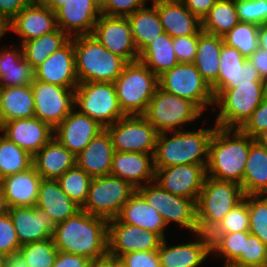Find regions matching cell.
Returning <instances> with one entry per match:
<instances>
[{
	"label": "cell",
	"instance_id": "1",
	"mask_svg": "<svg viewBox=\"0 0 267 267\" xmlns=\"http://www.w3.org/2000/svg\"><path fill=\"white\" fill-rule=\"evenodd\" d=\"M108 221L83 210L55 225L52 239L58 251L89 259L108 253Z\"/></svg>",
	"mask_w": 267,
	"mask_h": 267
},
{
	"label": "cell",
	"instance_id": "2",
	"mask_svg": "<svg viewBox=\"0 0 267 267\" xmlns=\"http://www.w3.org/2000/svg\"><path fill=\"white\" fill-rule=\"evenodd\" d=\"M254 141L240 129L216 127L209 142L206 176L241 185L250 145Z\"/></svg>",
	"mask_w": 267,
	"mask_h": 267
},
{
	"label": "cell",
	"instance_id": "3",
	"mask_svg": "<svg viewBox=\"0 0 267 267\" xmlns=\"http://www.w3.org/2000/svg\"><path fill=\"white\" fill-rule=\"evenodd\" d=\"M217 126L195 131L158 133L154 153L155 170L185 164H208L209 142Z\"/></svg>",
	"mask_w": 267,
	"mask_h": 267
},
{
	"label": "cell",
	"instance_id": "4",
	"mask_svg": "<svg viewBox=\"0 0 267 267\" xmlns=\"http://www.w3.org/2000/svg\"><path fill=\"white\" fill-rule=\"evenodd\" d=\"M71 39L78 82L114 83L127 62L108 51L93 35H79Z\"/></svg>",
	"mask_w": 267,
	"mask_h": 267
},
{
	"label": "cell",
	"instance_id": "5",
	"mask_svg": "<svg viewBox=\"0 0 267 267\" xmlns=\"http://www.w3.org/2000/svg\"><path fill=\"white\" fill-rule=\"evenodd\" d=\"M244 196L241 185L206 176L196 202L198 232L209 234Z\"/></svg>",
	"mask_w": 267,
	"mask_h": 267
},
{
	"label": "cell",
	"instance_id": "6",
	"mask_svg": "<svg viewBox=\"0 0 267 267\" xmlns=\"http://www.w3.org/2000/svg\"><path fill=\"white\" fill-rule=\"evenodd\" d=\"M125 115H143L159 87L158 77L140 60L127 62L114 82Z\"/></svg>",
	"mask_w": 267,
	"mask_h": 267
},
{
	"label": "cell",
	"instance_id": "7",
	"mask_svg": "<svg viewBox=\"0 0 267 267\" xmlns=\"http://www.w3.org/2000/svg\"><path fill=\"white\" fill-rule=\"evenodd\" d=\"M267 95V84H235L222 89L214 97L219 108L215 125L226 129H240Z\"/></svg>",
	"mask_w": 267,
	"mask_h": 267
},
{
	"label": "cell",
	"instance_id": "8",
	"mask_svg": "<svg viewBox=\"0 0 267 267\" xmlns=\"http://www.w3.org/2000/svg\"><path fill=\"white\" fill-rule=\"evenodd\" d=\"M203 111L193 102L157 88L143 114L158 133L179 128L201 117Z\"/></svg>",
	"mask_w": 267,
	"mask_h": 267
},
{
	"label": "cell",
	"instance_id": "9",
	"mask_svg": "<svg viewBox=\"0 0 267 267\" xmlns=\"http://www.w3.org/2000/svg\"><path fill=\"white\" fill-rule=\"evenodd\" d=\"M74 107L104 128L125 116L112 82H80L74 90Z\"/></svg>",
	"mask_w": 267,
	"mask_h": 267
},
{
	"label": "cell",
	"instance_id": "10",
	"mask_svg": "<svg viewBox=\"0 0 267 267\" xmlns=\"http://www.w3.org/2000/svg\"><path fill=\"white\" fill-rule=\"evenodd\" d=\"M135 192L136 189L127 181L111 174L92 177L88 197L81 210L109 221L117 218Z\"/></svg>",
	"mask_w": 267,
	"mask_h": 267
},
{
	"label": "cell",
	"instance_id": "11",
	"mask_svg": "<svg viewBox=\"0 0 267 267\" xmlns=\"http://www.w3.org/2000/svg\"><path fill=\"white\" fill-rule=\"evenodd\" d=\"M158 84L163 91L195 103L203 112L214 106L211 87L193 63H178L158 77Z\"/></svg>",
	"mask_w": 267,
	"mask_h": 267
},
{
	"label": "cell",
	"instance_id": "12",
	"mask_svg": "<svg viewBox=\"0 0 267 267\" xmlns=\"http://www.w3.org/2000/svg\"><path fill=\"white\" fill-rule=\"evenodd\" d=\"M136 191L162 216L166 226L175 222L194 234L198 232L193 199L169 193L156 182L147 183Z\"/></svg>",
	"mask_w": 267,
	"mask_h": 267
},
{
	"label": "cell",
	"instance_id": "13",
	"mask_svg": "<svg viewBox=\"0 0 267 267\" xmlns=\"http://www.w3.org/2000/svg\"><path fill=\"white\" fill-rule=\"evenodd\" d=\"M105 129L115 151L155 153L158 132L143 115H125Z\"/></svg>",
	"mask_w": 267,
	"mask_h": 267
},
{
	"label": "cell",
	"instance_id": "14",
	"mask_svg": "<svg viewBox=\"0 0 267 267\" xmlns=\"http://www.w3.org/2000/svg\"><path fill=\"white\" fill-rule=\"evenodd\" d=\"M35 117L55 129L74 108V90L33 80Z\"/></svg>",
	"mask_w": 267,
	"mask_h": 267
},
{
	"label": "cell",
	"instance_id": "15",
	"mask_svg": "<svg viewBox=\"0 0 267 267\" xmlns=\"http://www.w3.org/2000/svg\"><path fill=\"white\" fill-rule=\"evenodd\" d=\"M92 35L110 52L126 62L139 60L140 53L133 41L131 26L127 17L101 14Z\"/></svg>",
	"mask_w": 267,
	"mask_h": 267
},
{
	"label": "cell",
	"instance_id": "16",
	"mask_svg": "<svg viewBox=\"0 0 267 267\" xmlns=\"http://www.w3.org/2000/svg\"><path fill=\"white\" fill-rule=\"evenodd\" d=\"M107 239L108 253L118 258L129 252L158 250L163 240L157 233L122 223L117 218L108 221Z\"/></svg>",
	"mask_w": 267,
	"mask_h": 267
},
{
	"label": "cell",
	"instance_id": "17",
	"mask_svg": "<svg viewBox=\"0 0 267 267\" xmlns=\"http://www.w3.org/2000/svg\"><path fill=\"white\" fill-rule=\"evenodd\" d=\"M207 165L185 164L155 170L156 182L161 188L174 195L197 202L206 177Z\"/></svg>",
	"mask_w": 267,
	"mask_h": 267
},
{
	"label": "cell",
	"instance_id": "18",
	"mask_svg": "<svg viewBox=\"0 0 267 267\" xmlns=\"http://www.w3.org/2000/svg\"><path fill=\"white\" fill-rule=\"evenodd\" d=\"M55 14L58 28L70 37L92 35L101 5L96 0H67Z\"/></svg>",
	"mask_w": 267,
	"mask_h": 267
},
{
	"label": "cell",
	"instance_id": "19",
	"mask_svg": "<svg viewBox=\"0 0 267 267\" xmlns=\"http://www.w3.org/2000/svg\"><path fill=\"white\" fill-rule=\"evenodd\" d=\"M104 129L97 121L74 107L54 129L53 136L76 156Z\"/></svg>",
	"mask_w": 267,
	"mask_h": 267
},
{
	"label": "cell",
	"instance_id": "20",
	"mask_svg": "<svg viewBox=\"0 0 267 267\" xmlns=\"http://www.w3.org/2000/svg\"><path fill=\"white\" fill-rule=\"evenodd\" d=\"M8 213L20 246L52 238L56 224L42 208L36 205L13 207Z\"/></svg>",
	"mask_w": 267,
	"mask_h": 267
},
{
	"label": "cell",
	"instance_id": "21",
	"mask_svg": "<svg viewBox=\"0 0 267 267\" xmlns=\"http://www.w3.org/2000/svg\"><path fill=\"white\" fill-rule=\"evenodd\" d=\"M34 79L69 89L77 88L79 82L72 39L34 69Z\"/></svg>",
	"mask_w": 267,
	"mask_h": 267
},
{
	"label": "cell",
	"instance_id": "22",
	"mask_svg": "<svg viewBox=\"0 0 267 267\" xmlns=\"http://www.w3.org/2000/svg\"><path fill=\"white\" fill-rule=\"evenodd\" d=\"M2 134L34 156L53 138L54 129L36 117L14 119L0 126Z\"/></svg>",
	"mask_w": 267,
	"mask_h": 267
},
{
	"label": "cell",
	"instance_id": "23",
	"mask_svg": "<svg viewBox=\"0 0 267 267\" xmlns=\"http://www.w3.org/2000/svg\"><path fill=\"white\" fill-rule=\"evenodd\" d=\"M10 28V31L20 36L21 43L30 41L58 28L56 14L49 7L33 0L10 21Z\"/></svg>",
	"mask_w": 267,
	"mask_h": 267
},
{
	"label": "cell",
	"instance_id": "24",
	"mask_svg": "<svg viewBox=\"0 0 267 267\" xmlns=\"http://www.w3.org/2000/svg\"><path fill=\"white\" fill-rule=\"evenodd\" d=\"M196 240L169 245L164 238L157 250L161 267H199L211 254L208 234L195 233Z\"/></svg>",
	"mask_w": 267,
	"mask_h": 267
},
{
	"label": "cell",
	"instance_id": "25",
	"mask_svg": "<svg viewBox=\"0 0 267 267\" xmlns=\"http://www.w3.org/2000/svg\"><path fill=\"white\" fill-rule=\"evenodd\" d=\"M110 174L127 181L136 190L154 182V153L115 151Z\"/></svg>",
	"mask_w": 267,
	"mask_h": 267
},
{
	"label": "cell",
	"instance_id": "26",
	"mask_svg": "<svg viewBox=\"0 0 267 267\" xmlns=\"http://www.w3.org/2000/svg\"><path fill=\"white\" fill-rule=\"evenodd\" d=\"M163 31L170 37L199 35L201 20L181 0H166L154 3Z\"/></svg>",
	"mask_w": 267,
	"mask_h": 267
},
{
	"label": "cell",
	"instance_id": "27",
	"mask_svg": "<svg viewBox=\"0 0 267 267\" xmlns=\"http://www.w3.org/2000/svg\"><path fill=\"white\" fill-rule=\"evenodd\" d=\"M114 152L111 137L104 129L76 155V165L91 177L109 175Z\"/></svg>",
	"mask_w": 267,
	"mask_h": 267
},
{
	"label": "cell",
	"instance_id": "28",
	"mask_svg": "<svg viewBox=\"0 0 267 267\" xmlns=\"http://www.w3.org/2000/svg\"><path fill=\"white\" fill-rule=\"evenodd\" d=\"M41 176L33 165L15 175L0 180L9 208L21 206H34L37 203Z\"/></svg>",
	"mask_w": 267,
	"mask_h": 267
},
{
	"label": "cell",
	"instance_id": "29",
	"mask_svg": "<svg viewBox=\"0 0 267 267\" xmlns=\"http://www.w3.org/2000/svg\"><path fill=\"white\" fill-rule=\"evenodd\" d=\"M32 165L42 179L57 180L76 165V156L53 136L33 156Z\"/></svg>",
	"mask_w": 267,
	"mask_h": 267
},
{
	"label": "cell",
	"instance_id": "30",
	"mask_svg": "<svg viewBox=\"0 0 267 267\" xmlns=\"http://www.w3.org/2000/svg\"><path fill=\"white\" fill-rule=\"evenodd\" d=\"M36 206L42 208L55 224L73 217L81 208L60 188L57 180L42 179Z\"/></svg>",
	"mask_w": 267,
	"mask_h": 267
},
{
	"label": "cell",
	"instance_id": "31",
	"mask_svg": "<svg viewBox=\"0 0 267 267\" xmlns=\"http://www.w3.org/2000/svg\"><path fill=\"white\" fill-rule=\"evenodd\" d=\"M117 219L157 233L162 239L166 238L164 231L167 226L162 216L137 191L124 204Z\"/></svg>",
	"mask_w": 267,
	"mask_h": 267
},
{
	"label": "cell",
	"instance_id": "32",
	"mask_svg": "<svg viewBox=\"0 0 267 267\" xmlns=\"http://www.w3.org/2000/svg\"><path fill=\"white\" fill-rule=\"evenodd\" d=\"M35 117L31 85L0 87V126L14 119Z\"/></svg>",
	"mask_w": 267,
	"mask_h": 267
},
{
	"label": "cell",
	"instance_id": "33",
	"mask_svg": "<svg viewBox=\"0 0 267 267\" xmlns=\"http://www.w3.org/2000/svg\"><path fill=\"white\" fill-rule=\"evenodd\" d=\"M18 47L0 48V87L31 85L34 80V69Z\"/></svg>",
	"mask_w": 267,
	"mask_h": 267
},
{
	"label": "cell",
	"instance_id": "34",
	"mask_svg": "<svg viewBox=\"0 0 267 267\" xmlns=\"http://www.w3.org/2000/svg\"><path fill=\"white\" fill-rule=\"evenodd\" d=\"M241 187L244 195H267V147L256 140L250 145Z\"/></svg>",
	"mask_w": 267,
	"mask_h": 267
},
{
	"label": "cell",
	"instance_id": "35",
	"mask_svg": "<svg viewBox=\"0 0 267 267\" xmlns=\"http://www.w3.org/2000/svg\"><path fill=\"white\" fill-rule=\"evenodd\" d=\"M224 44L223 37L201 31L193 64L202 78L211 86L219 76V58Z\"/></svg>",
	"mask_w": 267,
	"mask_h": 267
},
{
	"label": "cell",
	"instance_id": "36",
	"mask_svg": "<svg viewBox=\"0 0 267 267\" xmlns=\"http://www.w3.org/2000/svg\"><path fill=\"white\" fill-rule=\"evenodd\" d=\"M144 5L127 16L137 51L140 53L150 42L164 33L155 4Z\"/></svg>",
	"mask_w": 267,
	"mask_h": 267
},
{
	"label": "cell",
	"instance_id": "37",
	"mask_svg": "<svg viewBox=\"0 0 267 267\" xmlns=\"http://www.w3.org/2000/svg\"><path fill=\"white\" fill-rule=\"evenodd\" d=\"M139 60L157 77L172 69L179 63L173 49V38L162 33L140 52Z\"/></svg>",
	"mask_w": 267,
	"mask_h": 267
},
{
	"label": "cell",
	"instance_id": "38",
	"mask_svg": "<svg viewBox=\"0 0 267 267\" xmlns=\"http://www.w3.org/2000/svg\"><path fill=\"white\" fill-rule=\"evenodd\" d=\"M71 37L57 28L39 38L21 43L24 59L33 69L42 64L50 55L63 47Z\"/></svg>",
	"mask_w": 267,
	"mask_h": 267
},
{
	"label": "cell",
	"instance_id": "39",
	"mask_svg": "<svg viewBox=\"0 0 267 267\" xmlns=\"http://www.w3.org/2000/svg\"><path fill=\"white\" fill-rule=\"evenodd\" d=\"M239 22L235 0H217L201 20V29L222 37Z\"/></svg>",
	"mask_w": 267,
	"mask_h": 267
},
{
	"label": "cell",
	"instance_id": "40",
	"mask_svg": "<svg viewBox=\"0 0 267 267\" xmlns=\"http://www.w3.org/2000/svg\"><path fill=\"white\" fill-rule=\"evenodd\" d=\"M246 59L238 49L223 44L219 58V76L210 86L214 97L222 89L235 88L238 71L243 67Z\"/></svg>",
	"mask_w": 267,
	"mask_h": 267
},
{
	"label": "cell",
	"instance_id": "41",
	"mask_svg": "<svg viewBox=\"0 0 267 267\" xmlns=\"http://www.w3.org/2000/svg\"><path fill=\"white\" fill-rule=\"evenodd\" d=\"M249 231L209 233L211 255L225 258L223 267H229L244 252Z\"/></svg>",
	"mask_w": 267,
	"mask_h": 267
},
{
	"label": "cell",
	"instance_id": "42",
	"mask_svg": "<svg viewBox=\"0 0 267 267\" xmlns=\"http://www.w3.org/2000/svg\"><path fill=\"white\" fill-rule=\"evenodd\" d=\"M1 132V129H0ZM31 156L4 135H0V180L32 166Z\"/></svg>",
	"mask_w": 267,
	"mask_h": 267
},
{
	"label": "cell",
	"instance_id": "43",
	"mask_svg": "<svg viewBox=\"0 0 267 267\" xmlns=\"http://www.w3.org/2000/svg\"><path fill=\"white\" fill-rule=\"evenodd\" d=\"M92 177L75 165L68 169L57 181L62 191L82 208L87 200Z\"/></svg>",
	"mask_w": 267,
	"mask_h": 267
},
{
	"label": "cell",
	"instance_id": "44",
	"mask_svg": "<svg viewBox=\"0 0 267 267\" xmlns=\"http://www.w3.org/2000/svg\"><path fill=\"white\" fill-rule=\"evenodd\" d=\"M259 26L252 23L239 22L223 37L226 45L236 48L247 59L258 49Z\"/></svg>",
	"mask_w": 267,
	"mask_h": 267
},
{
	"label": "cell",
	"instance_id": "45",
	"mask_svg": "<svg viewBox=\"0 0 267 267\" xmlns=\"http://www.w3.org/2000/svg\"><path fill=\"white\" fill-rule=\"evenodd\" d=\"M19 252L30 267H53L58 254L52 238L22 245Z\"/></svg>",
	"mask_w": 267,
	"mask_h": 267
},
{
	"label": "cell",
	"instance_id": "46",
	"mask_svg": "<svg viewBox=\"0 0 267 267\" xmlns=\"http://www.w3.org/2000/svg\"><path fill=\"white\" fill-rule=\"evenodd\" d=\"M250 216V234L258 237L267 246V195H247Z\"/></svg>",
	"mask_w": 267,
	"mask_h": 267
},
{
	"label": "cell",
	"instance_id": "47",
	"mask_svg": "<svg viewBox=\"0 0 267 267\" xmlns=\"http://www.w3.org/2000/svg\"><path fill=\"white\" fill-rule=\"evenodd\" d=\"M249 227L250 216L248 212L247 195H245L244 199L232 208L210 233L249 231Z\"/></svg>",
	"mask_w": 267,
	"mask_h": 267
},
{
	"label": "cell",
	"instance_id": "48",
	"mask_svg": "<svg viewBox=\"0 0 267 267\" xmlns=\"http://www.w3.org/2000/svg\"><path fill=\"white\" fill-rule=\"evenodd\" d=\"M229 267H267V246L255 235L249 234L244 252Z\"/></svg>",
	"mask_w": 267,
	"mask_h": 267
},
{
	"label": "cell",
	"instance_id": "49",
	"mask_svg": "<svg viewBox=\"0 0 267 267\" xmlns=\"http://www.w3.org/2000/svg\"><path fill=\"white\" fill-rule=\"evenodd\" d=\"M240 22L267 24V0H235Z\"/></svg>",
	"mask_w": 267,
	"mask_h": 267
},
{
	"label": "cell",
	"instance_id": "50",
	"mask_svg": "<svg viewBox=\"0 0 267 267\" xmlns=\"http://www.w3.org/2000/svg\"><path fill=\"white\" fill-rule=\"evenodd\" d=\"M20 243L9 213L0 216V253L10 254L19 251Z\"/></svg>",
	"mask_w": 267,
	"mask_h": 267
},
{
	"label": "cell",
	"instance_id": "51",
	"mask_svg": "<svg viewBox=\"0 0 267 267\" xmlns=\"http://www.w3.org/2000/svg\"><path fill=\"white\" fill-rule=\"evenodd\" d=\"M198 47V35L173 38V49L179 63H193Z\"/></svg>",
	"mask_w": 267,
	"mask_h": 267
},
{
	"label": "cell",
	"instance_id": "52",
	"mask_svg": "<svg viewBox=\"0 0 267 267\" xmlns=\"http://www.w3.org/2000/svg\"><path fill=\"white\" fill-rule=\"evenodd\" d=\"M144 0H105L101 5V14L127 17L145 5Z\"/></svg>",
	"mask_w": 267,
	"mask_h": 267
},
{
	"label": "cell",
	"instance_id": "53",
	"mask_svg": "<svg viewBox=\"0 0 267 267\" xmlns=\"http://www.w3.org/2000/svg\"><path fill=\"white\" fill-rule=\"evenodd\" d=\"M267 128V95L240 130L255 139Z\"/></svg>",
	"mask_w": 267,
	"mask_h": 267
},
{
	"label": "cell",
	"instance_id": "54",
	"mask_svg": "<svg viewBox=\"0 0 267 267\" xmlns=\"http://www.w3.org/2000/svg\"><path fill=\"white\" fill-rule=\"evenodd\" d=\"M119 260L124 267H161L157 250L129 252Z\"/></svg>",
	"mask_w": 267,
	"mask_h": 267
},
{
	"label": "cell",
	"instance_id": "55",
	"mask_svg": "<svg viewBox=\"0 0 267 267\" xmlns=\"http://www.w3.org/2000/svg\"><path fill=\"white\" fill-rule=\"evenodd\" d=\"M237 84H267L262 80L259 72L252 62L246 59L243 67H240L237 75Z\"/></svg>",
	"mask_w": 267,
	"mask_h": 267
},
{
	"label": "cell",
	"instance_id": "56",
	"mask_svg": "<svg viewBox=\"0 0 267 267\" xmlns=\"http://www.w3.org/2000/svg\"><path fill=\"white\" fill-rule=\"evenodd\" d=\"M89 262L86 256L58 251L53 267H88Z\"/></svg>",
	"mask_w": 267,
	"mask_h": 267
},
{
	"label": "cell",
	"instance_id": "57",
	"mask_svg": "<svg viewBox=\"0 0 267 267\" xmlns=\"http://www.w3.org/2000/svg\"><path fill=\"white\" fill-rule=\"evenodd\" d=\"M33 0H0V14L10 21Z\"/></svg>",
	"mask_w": 267,
	"mask_h": 267
},
{
	"label": "cell",
	"instance_id": "58",
	"mask_svg": "<svg viewBox=\"0 0 267 267\" xmlns=\"http://www.w3.org/2000/svg\"><path fill=\"white\" fill-rule=\"evenodd\" d=\"M181 2L200 20L210 11L217 0H181Z\"/></svg>",
	"mask_w": 267,
	"mask_h": 267
},
{
	"label": "cell",
	"instance_id": "59",
	"mask_svg": "<svg viewBox=\"0 0 267 267\" xmlns=\"http://www.w3.org/2000/svg\"><path fill=\"white\" fill-rule=\"evenodd\" d=\"M263 81L267 83V50L258 48L249 58Z\"/></svg>",
	"mask_w": 267,
	"mask_h": 267
},
{
	"label": "cell",
	"instance_id": "60",
	"mask_svg": "<svg viewBox=\"0 0 267 267\" xmlns=\"http://www.w3.org/2000/svg\"><path fill=\"white\" fill-rule=\"evenodd\" d=\"M119 263L120 260L117 256L107 253L104 256L90 259L88 267H116Z\"/></svg>",
	"mask_w": 267,
	"mask_h": 267
},
{
	"label": "cell",
	"instance_id": "61",
	"mask_svg": "<svg viewBox=\"0 0 267 267\" xmlns=\"http://www.w3.org/2000/svg\"><path fill=\"white\" fill-rule=\"evenodd\" d=\"M4 267H30L26 263L22 254L18 251L15 253H10L5 256Z\"/></svg>",
	"mask_w": 267,
	"mask_h": 267
},
{
	"label": "cell",
	"instance_id": "62",
	"mask_svg": "<svg viewBox=\"0 0 267 267\" xmlns=\"http://www.w3.org/2000/svg\"><path fill=\"white\" fill-rule=\"evenodd\" d=\"M258 48L267 50V24H263L259 26Z\"/></svg>",
	"mask_w": 267,
	"mask_h": 267
},
{
	"label": "cell",
	"instance_id": "63",
	"mask_svg": "<svg viewBox=\"0 0 267 267\" xmlns=\"http://www.w3.org/2000/svg\"><path fill=\"white\" fill-rule=\"evenodd\" d=\"M40 4L49 7L54 12L67 0H37Z\"/></svg>",
	"mask_w": 267,
	"mask_h": 267
},
{
	"label": "cell",
	"instance_id": "64",
	"mask_svg": "<svg viewBox=\"0 0 267 267\" xmlns=\"http://www.w3.org/2000/svg\"><path fill=\"white\" fill-rule=\"evenodd\" d=\"M11 30L10 20L4 15L0 14V39L6 34V31Z\"/></svg>",
	"mask_w": 267,
	"mask_h": 267
},
{
	"label": "cell",
	"instance_id": "65",
	"mask_svg": "<svg viewBox=\"0 0 267 267\" xmlns=\"http://www.w3.org/2000/svg\"><path fill=\"white\" fill-rule=\"evenodd\" d=\"M9 211V207L3 192L2 187L0 186V216L6 214Z\"/></svg>",
	"mask_w": 267,
	"mask_h": 267
},
{
	"label": "cell",
	"instance_id": "66",
	"mask_svg": "<svg viewBox=\"0 0 267 267\" xmlns=\"http://www.w3.org/2000/svg\"><path fill=\"white\" fill-rule=\"evenodd\" d=\"M255 140H256L259 144H261V145L267 147V128H266L265 130H263V131H262L256 138H255Z\"/></svg>",
	"mask_w": 267,
	"mask_h": 267
},
{
	"label": "cell",
	"instance_id": "67",
	"mask_svg": "<svg viewBox=\"0 0 267 267\" xmlns=\"http://www.w3.org/2000/svg\"><path fill=\"white\" fill-rule=\"evenodd\" d=\"M5 254L0 253V267H4L5 264Z\"/></svg>",
	"mask_w": 267,
	"mask_h": 267
},
{
	"label": "cell",
	"instance_id": "68",
	"mask_svg": "<svg viewBox=\"0 0 267 267\" xmlns=\"http://www.w3.org/2000/svg\"><path fill=\"white\" fill-rule=\"evenodd\" d=\"M145 2H148L149 0H144ZM159 1H166V0H152V4L155 3V2H159Z\"/></svg>",
	"mask_w": 267,
	"mask_h": 267
},
{
	"label": "cell",
	"instance_id": "69",
	"mask_svg": "<svg viewBox=\"0 0 267 267\" xmlns=\"http://www.w3.org/2000/svg\"><path fill=\"white\" fill-rule=\"evenodd\" d=\"M100 5H102L104 2H105V0H96Z\"/></svg>",
	"mask_w": 267,
	"mask_h": 267
},
{
	"label": "cell",
	"instance_id": "70",
	"mask_svg": "<svg viewBox=\"0 0 267 267\" xmlns=\"http://www.w3.org/2000/svg\"><path fill=\"white\" fill-rule=\"evenodd\" d=\"M116 267H124L121 263H119Z\"/></svg>",
	"mask_w": 267,
	"mask_h": 267
}]
</instances>
